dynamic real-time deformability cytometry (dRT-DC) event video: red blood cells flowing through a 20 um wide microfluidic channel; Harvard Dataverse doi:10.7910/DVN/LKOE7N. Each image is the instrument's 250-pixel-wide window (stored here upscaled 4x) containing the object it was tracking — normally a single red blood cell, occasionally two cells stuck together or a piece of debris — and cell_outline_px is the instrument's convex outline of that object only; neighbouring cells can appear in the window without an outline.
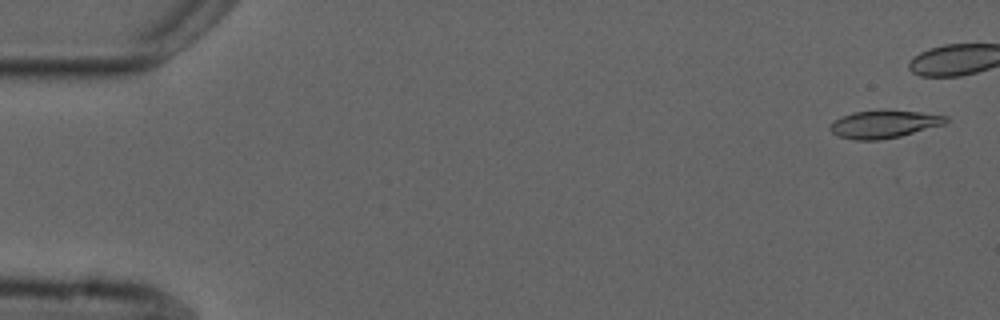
{"species": "common noctule bat (a hibernating species)", "species_latin": "Nyctalus noctula", "temperature_condition": "cold", "stored_images_in_passage": 6, "camera_frame_rate_fps": 3000, "um_per_image_px": 0.085, "animal": {"sex": "male", "forearm_length_mm": 52.5}, "frame": {"image": 1, "passage_image": 1, "time_ms": 0.0, "image_size_px": [1000, 320], "cell_outline_px": [[948, 120], [944, 124], [900, 136], [880, 140], [856, 140], [836, 136], [828, 128], [836, 120], [852, 112], [884, 108], [920, 112], [948, 116]], "centroid_in_image_um": [75.14, 10.53], "position_along_channel_um": 9.9, "area_um2": 18.96}}
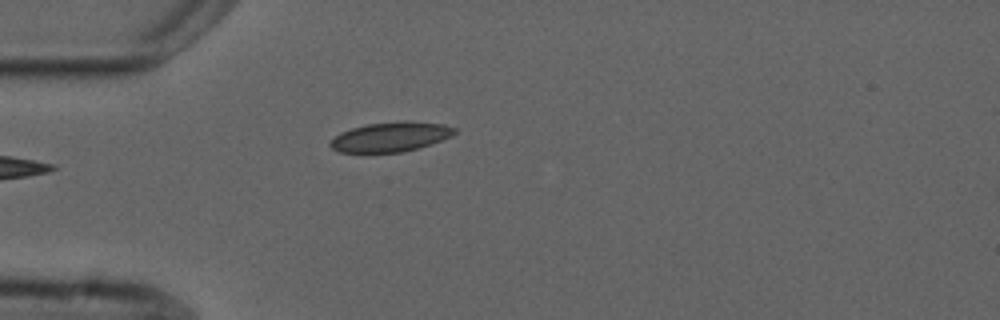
{"frame": {"image": 2, "passage_image": 5, "time_ms": 5.667, "image_size_px": [1000, 320], "cell_outline_px": [[456, 132], [452, 136], [404, 152], [340, 152], [332, 148], [328, 144], [340, 132], [352, 128], [368, 124], [404, 120], [408, 120], [444, 124], [456, 128]], "centroid_in_image_um": [33.21, 11.61], "position_along_channel_um": 51.8, "area_um2": 21.33}}